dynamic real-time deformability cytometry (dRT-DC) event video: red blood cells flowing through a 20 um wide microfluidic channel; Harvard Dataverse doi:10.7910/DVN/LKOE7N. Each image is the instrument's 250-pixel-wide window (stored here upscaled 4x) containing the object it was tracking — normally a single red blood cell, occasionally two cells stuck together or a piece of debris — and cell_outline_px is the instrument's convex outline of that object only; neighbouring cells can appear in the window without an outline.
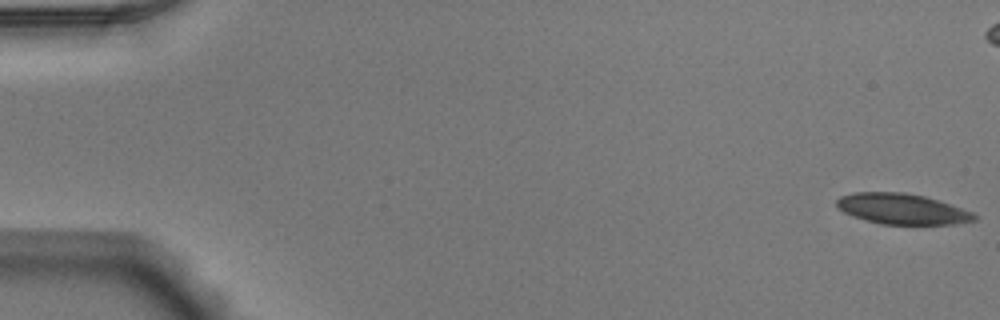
{"species": "Egyptian fruit bat (a non-hibernating species)", "species_latin": "Rousettus aegyptiacus", "temperature_condition": "warm", "stored_images_in_passage": 53, "camera_frame_rate_fps": 3000, "um_per_image_px": 0.085, "animal": {"sex": "male"}, "frame": {"image": 1, "passage_image": 1, "time_ms": 0.0, "image_size_px": [1000, 320], "cell_outline_px": [[976, 220], [952, 224], [884, 224], [868, 220], [844, 212], [836, 204], [836, 200], [840, 196], [856, 192], [904, 192], [924, 196], [940, 200], [972, 212], [976, 216]], "centroid_in_image_um": [76.7, 17.74], "position_along_channel_um": 8.3, "area_um2": 24.22}}
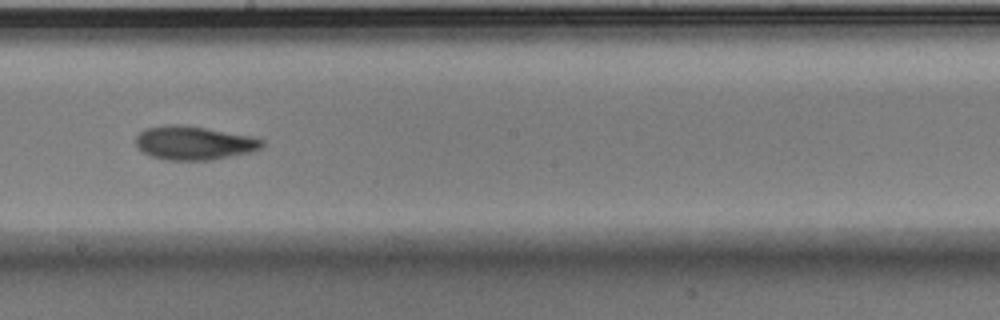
{"frame": {"image": 2, "passage_image": 30, "time_ms": 9.667, "image_size_px": [1000, 320], "cell_outline_px": [[264, 144], [260, 148], [248, 152], [212, 160], [164, 160], [152, 156], [144, 152], [136, 144], [136, 136], [144, 128], [168, 124], [172, 124], [204, 128], [248, 136], [264, 140]], "centroid_in_image_um": [16.44, 12.16], "position_along_channel_um": 231.8, "area_um2": 24.33}}
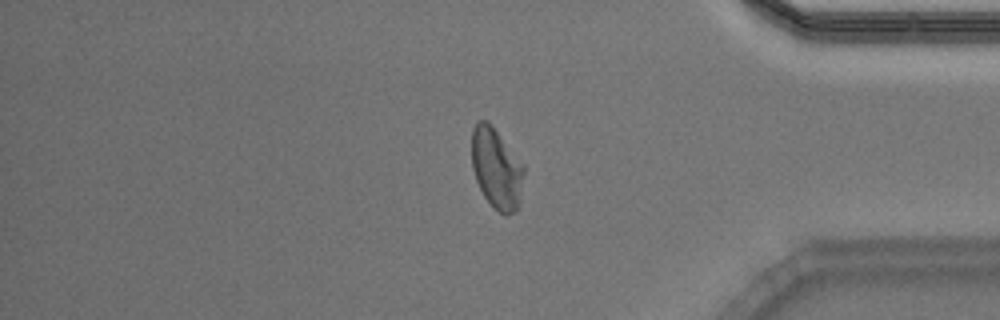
{"frame": {"image": 3, "passage_image": 44, "time_ms": 14.333, "image_size_px": [1000, 320], "cell_outline_px": [[524, 172], [516, 212], [508, 216], [504, 216], [484, 196], [476, 180], [472, 168], [472, 128], [476, 120], [488, 120], [492, 124], [524, 164]], "centroid_in_image_um": [42.19, 14.26], "position_along_channel_um": 393.0, "area_um2": 24.57}, "authors_computed_cell_mechanics": {"area_um2": 24.6228, "velocity_mm_per_s": 3.8996, "shape_relaxation_time_tau1_ms": 10.9417, "shape_relaxation_time_tau2_ms": 2.9296, "deformation_change_tau1": 0.2344, "deformation_change_tau2": 0.0856}}